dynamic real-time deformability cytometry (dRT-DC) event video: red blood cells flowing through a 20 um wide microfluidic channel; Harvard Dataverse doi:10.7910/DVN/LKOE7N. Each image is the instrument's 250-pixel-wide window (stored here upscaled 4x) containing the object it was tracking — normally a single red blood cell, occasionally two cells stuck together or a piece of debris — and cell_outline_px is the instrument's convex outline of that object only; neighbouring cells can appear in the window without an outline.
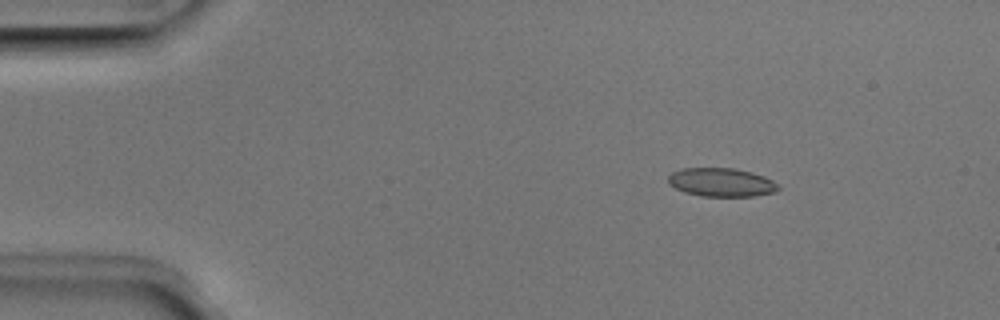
{"species": "Egyptian fruit bat (a non-hibernating species)", "species_latin": "Rousettus aegyptiacus", "temperature_condition": "room temperature", "stored_images_in_passage": 52, "camera_frame_rate_fps": 3000, "um_per_image_px": 0.085, "animal": {"sex": "male"}, "frame": {"image": 1, "passage_image": 8, "time_ms": 2.333, "image_size_px": [1000, 320], "cell_outline_px": [[780, 188], [776, 192], [752, 196], [700, 196], [684, 192], [668, 184], [668, 176], [672, 172], [680, 168], [732, 168], [752, 172], [764, 176], [772, 180]], "centroid_in_image_um": [61.29, 15.49], "position_along_channel_um": 23.7, "area_um2": 18.38}}
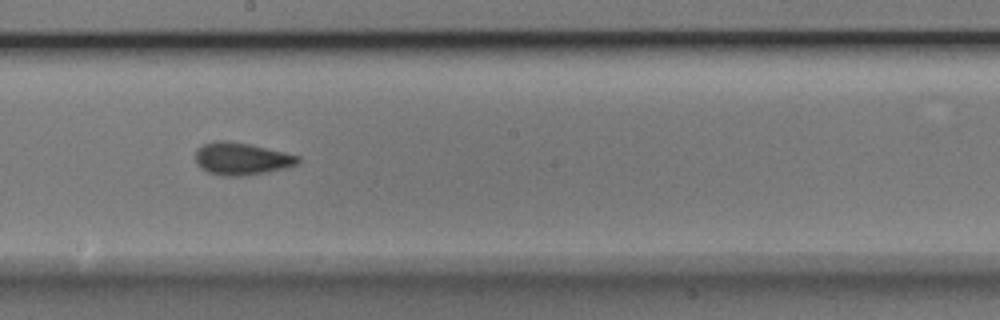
{"frame": {"image": 2, "passage_image": 29, "time_ms": 9.333, "image_size_px": [1000, 320], "cell_outline_px": [[300, 160], [296, 164], [284, 168], [268, 172], [240, 176], [220, 176], [208, 172], [200, 168], [196, 164], [196, 148], [204, 144], [216, 140], [228, 140], [248, 144], [284, 152], [300, 156]], "centroid_in_image_um": [20.49, 13.49], "position_along_channel_um": 227.7, "area_um2": 19.36}}
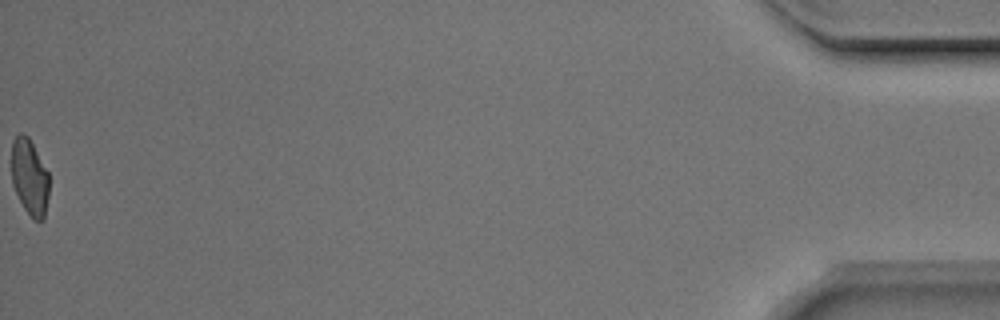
{"frame": {"image": 3, "passage_image": 52, "time_ms": 17.0, "image_size_px": [1000, 320], "cell_outline_px": [[48, 196], [44, 220], [32, 220], [24, 208], [12, 184], [12, 140], [20, 132], [24, 132], [28, 136], [48, 172]], "centroid_in_image_um": [2.51, 15.05], "position_along_channel_um": 432.7, "area_um2": 16.65}, "authors_computed_cell_mechanics": {"area_um2": 18.5827, "velocity_mm_per_s": 3.9814, "shape_relaxation_time_tau1_ms": 5.6762, "shape_relaxation_time_tau2_ms": 1.6917, "deformation_change_tau1": 0.1388, "deformation_change_tau2": 0.075}}